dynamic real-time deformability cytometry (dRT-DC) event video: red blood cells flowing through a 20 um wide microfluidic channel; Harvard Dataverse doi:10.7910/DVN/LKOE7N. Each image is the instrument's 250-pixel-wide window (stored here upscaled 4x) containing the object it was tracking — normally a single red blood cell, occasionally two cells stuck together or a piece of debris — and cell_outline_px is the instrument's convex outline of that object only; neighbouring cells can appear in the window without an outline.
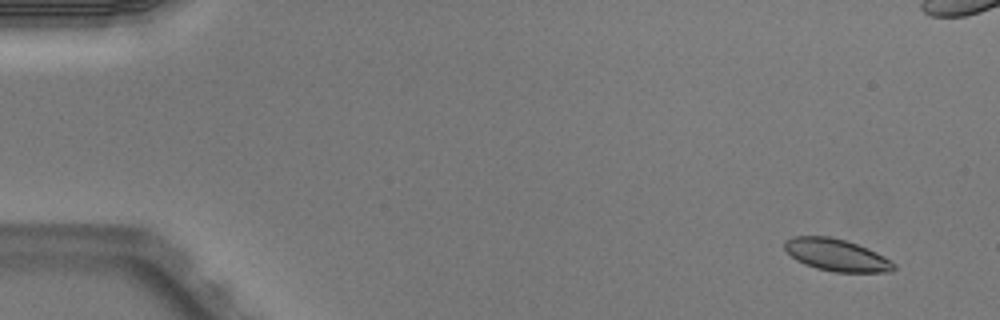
{"species": "Egyptian fruit bat (a non-hibernating species)", "species_latin": "Rousettus aegyptiacus", "temperature_condition": "warm", "stored_images_in_passage": 2, "camera_frame_rate_fps": 3000, "um_per_image_px": 0.085, "animal": {"sex": "male"}, "frame": {"image": 1, "passage_image": 1, "time_ms": 0.0, "image_size_px": [1000, 320], "cell_outline_px": [[896, 268], [892, 272], [836, 272], [816, 268], [804, 264], [796, 260], [784, 248], [784, 240], [792, 236], [832, 236], [868, 248], [892, 260], [896, 264]], "centroid_in_image_um": [71.12, 21.67], "position_along_channel_um": 13.9, "area_um2": 20.58}}